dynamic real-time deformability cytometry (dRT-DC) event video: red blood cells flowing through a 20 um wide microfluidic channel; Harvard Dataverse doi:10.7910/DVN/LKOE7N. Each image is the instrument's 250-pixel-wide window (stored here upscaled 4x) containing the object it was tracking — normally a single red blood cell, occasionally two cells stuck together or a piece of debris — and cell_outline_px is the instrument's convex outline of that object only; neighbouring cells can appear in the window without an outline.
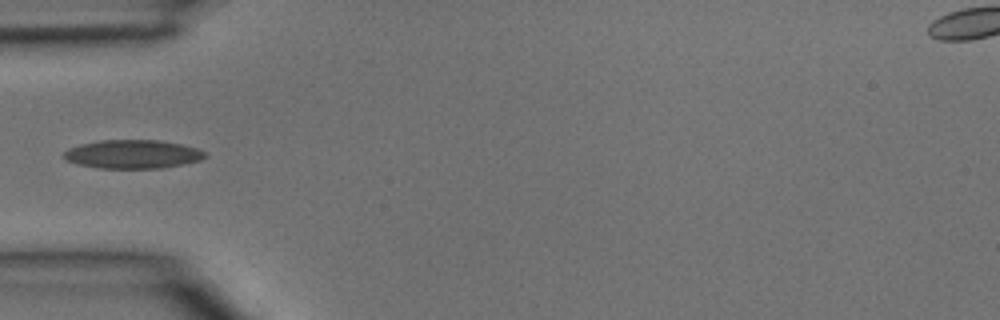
{"species": "common noctule bat (a hibernating species)", "species_latin": "Nyctalus noctula", "temperature_condition": "room temperature", "stored_images_in_passage": 3, "camera_frame_rate_fps": 3000, "um_per_image_px": 0.085, "animal": {"sex": "male", "body_mass_g": 15.6}, "frame": {"image": 1, "passage_image": 3, "time_ms": 0.667, "image_size_px": [1000, 320], "cell_outline_px": [[208, 156], [200, 160], [184, 164], [160, 168], [100, 168], [80, 164], [68, 160], [64, 156], [64, 152], [68, 148], [80, 144], [100, 140], [160, 140], [180, 144], [196, 148], [208, 152]], "centroid_in_image_um": [11.33, 13.1], "position_along_channel_um": 73.7, "area_um2": 23.47}}